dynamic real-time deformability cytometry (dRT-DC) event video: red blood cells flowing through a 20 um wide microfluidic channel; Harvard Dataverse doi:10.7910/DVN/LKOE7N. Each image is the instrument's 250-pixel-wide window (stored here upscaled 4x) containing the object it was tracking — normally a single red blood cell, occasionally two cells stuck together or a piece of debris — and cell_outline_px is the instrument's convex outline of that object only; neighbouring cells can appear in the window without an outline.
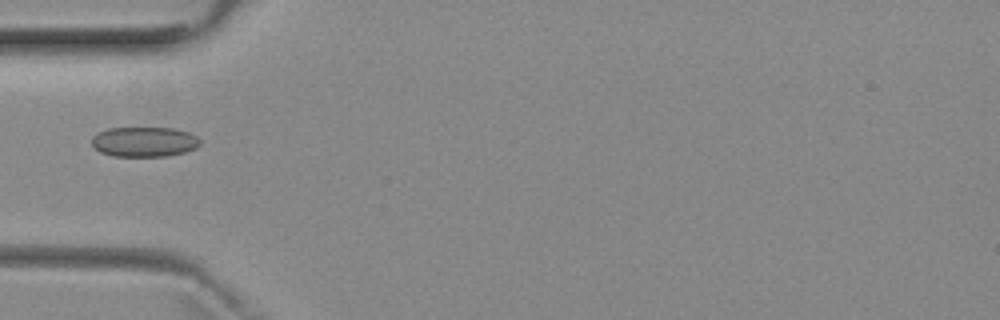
{"species": "common noctule bat (a hibernating species)", "species_latin": "Nyctalus noctula", "temperature_condition": "room temperature", "stored_images_in_passage": 1, "camera_frame_rate_fps": 3000, "um_per_image_px": 0.085, "animal": {"sex": "female", "body_mass_g": 29.2, "forearm_length_mm": 56.3}, "frame": {"image": 1, "passage_image": 1, "time_ms": 0.0, "image_size_px": [1000, 320], "cell_outline_px": [[200, 144], [196, 148], [184, 152], [168, 156], [112, 156], [100, 152], [92, 144], [92, 136], [108, 128], [172, 128], [188, 132], [196, 136], [200, 140]], "centroid_in_image_um": [12.26, 12.06], "position_along_channel_um": 72.7, "area_um2": 18.84}}